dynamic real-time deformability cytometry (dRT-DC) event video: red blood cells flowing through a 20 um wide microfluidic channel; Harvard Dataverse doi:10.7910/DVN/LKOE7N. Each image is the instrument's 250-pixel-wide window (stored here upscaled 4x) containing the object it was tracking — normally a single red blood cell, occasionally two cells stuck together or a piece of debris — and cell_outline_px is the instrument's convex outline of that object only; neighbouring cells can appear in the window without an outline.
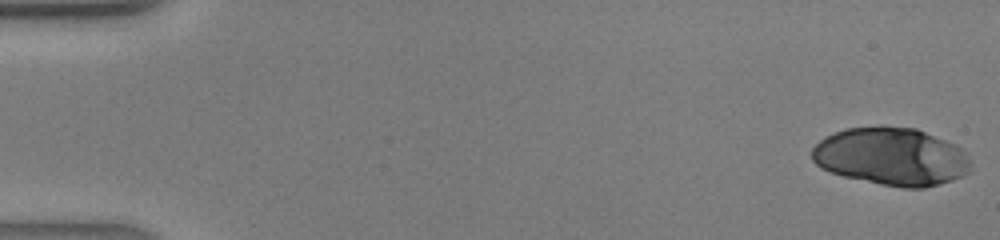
{"species": "human", "species_latin": "Homo sapiens", "temperature_condition": "warm", "stored_images_in_passage": 16, "camera_frame_rate_fps": 3000, "um_per_image_px": 0.085, "donor": {"sex": "male"}, "frame": {"image": 1, "passage_image": 1, "time_ms": 0.0, "image_size_px": [1000, 240], "cell_outline_px": [[968, 172], [952, 180], [940, 184], [924, 188], [900, 188], [880, 184], [844, 176], [820, 168], [812, 160], [812, 148], [824, 136], [844, 128], [880, 124], [916, 128], [944, 140], [968, 152]], "centroid_in_image_um": [75.72, 13.28], "position_along_channel_um": 9.3, "area_um2": 53.87}}
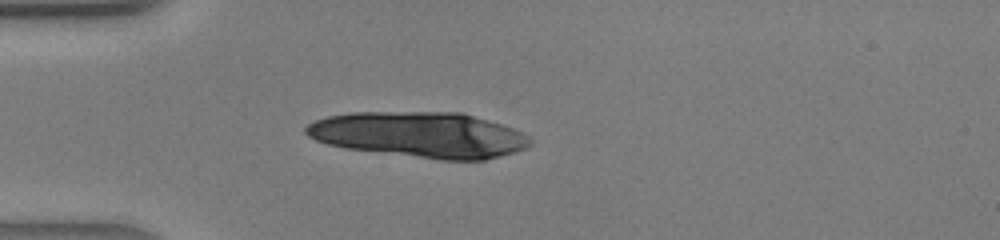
{"frame": {"image": 2, "passage_image": 12, "time_ms": 3.667, "image_size_px": [1000, 240], "cell_outline_px": [[532, 144], [524, 148], [512, 152], [484, 160], [440, 160], [344, 148], [328, 144], [316, 140], [308, 136], [304, 132], [304, 128], [308, 124], [316, 120], [328, 116], [352, 112], [460, 112], [488, 120], [512, 128], [528, 136], [532, 140]], "centroid_in_image_um": [35.64, 11.45], "position_along_channel_um": 49.4, "area_um2": 59.42}}